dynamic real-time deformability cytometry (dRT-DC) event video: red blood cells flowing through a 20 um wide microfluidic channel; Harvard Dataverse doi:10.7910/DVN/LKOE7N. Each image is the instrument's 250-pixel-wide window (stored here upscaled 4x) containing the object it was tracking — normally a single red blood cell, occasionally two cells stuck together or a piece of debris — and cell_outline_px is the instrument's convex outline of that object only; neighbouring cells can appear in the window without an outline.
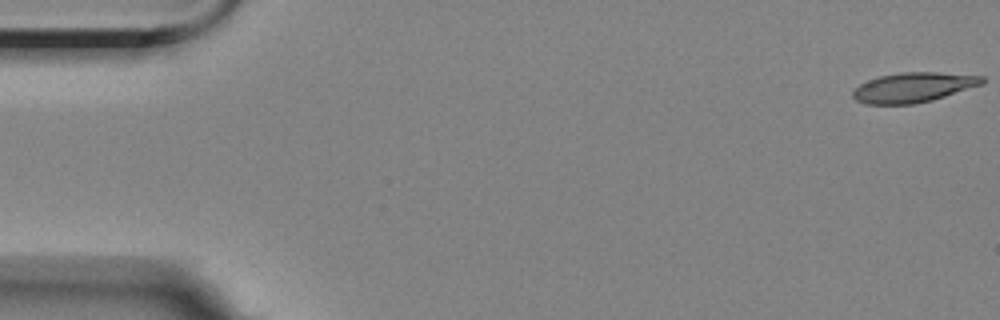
{"species": "Egyptian fruit bat (a non-hibernating species)", "species_latin": "Rousettus aegyptiacus", "temperature_condition": "room temperature", "stored_images_in_passage": 3, "camera_frame_rate_fps": 3000, "um_per_image_px": 0.085, "animal": {"sex": "female"}, "frame": {"image": 1, "passage_image": 1, "time_ms": 0.0, "image_size_px": [1000, 320], "cell_outline_px": [[984, 84], [932, 100], [912, 104], [864, 104], [856, 100], [852, 96], [852, 92], [860, 84], [868, 80], [880, 76], [900, 72], [936, 72], [984, 76]], "centroid_in_image_um": [77.64, 7.42], "position_along_channel_um": 7.4, "area_um2": 22.43}}